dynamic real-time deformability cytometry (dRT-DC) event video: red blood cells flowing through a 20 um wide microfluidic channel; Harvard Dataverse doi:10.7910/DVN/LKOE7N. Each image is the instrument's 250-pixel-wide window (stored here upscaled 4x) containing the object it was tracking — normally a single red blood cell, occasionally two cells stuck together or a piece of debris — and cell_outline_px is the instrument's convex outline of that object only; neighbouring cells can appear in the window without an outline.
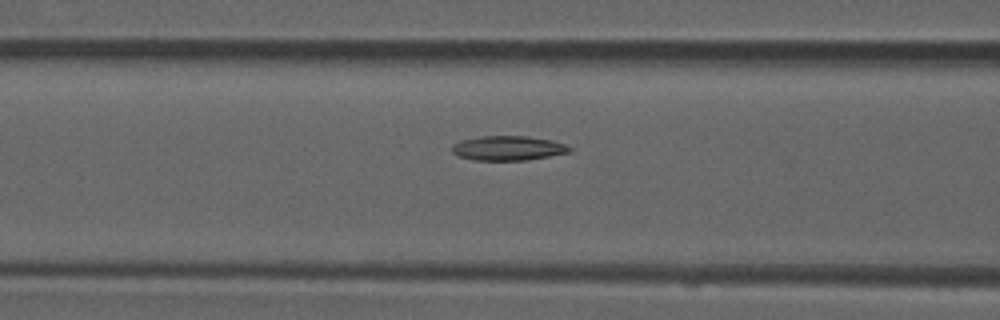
{"species": "common noctule bat (a hibernating species)", "species_latin": "Nyctalus noctula", "temperature_condition": "room temperature", "stored_images_in_passage": 23, "camera_frame_rate_fps": 3000, "um_per_image_px": 0.085, "animal": {"sex": "male", "forearm_length_mm": 52.5}, "frame": {"image": 1, "passage_image": 12, "time_ms": 3.667, "image_size_px": [1000, 320], "cell_outline_px": [[572, 152], [524, 160], [476, 160], [460, 156], [452, 152], [452, 144], [460, 140], [480, 136], [524, 136], [552, 140], [564, 144], [572, 148]], "centroid_in_image_um": [43.18, 12.58], "position_along_channel_um": 123.4, "area_um2": 16.7}}
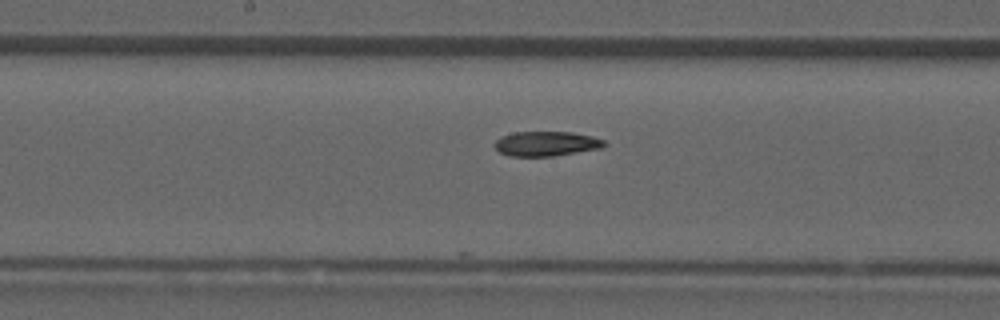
{"frame": {"image": 2, "passage_image": 18, "time_ms": 5.667, "image_size_px": [1000, 320], "cell_outline_px": [[608, 144], [604, 148], [552, 156], [508, 156], [500, 152], [496, 148], [496, 140], [500, 136], [512, 132], [572, 132], [592, 136], [604, 140]], "centroid_in_image_um": [46.47, 12.21], "position_along_channel_um": 201.7, "area_um2": 15.9}}
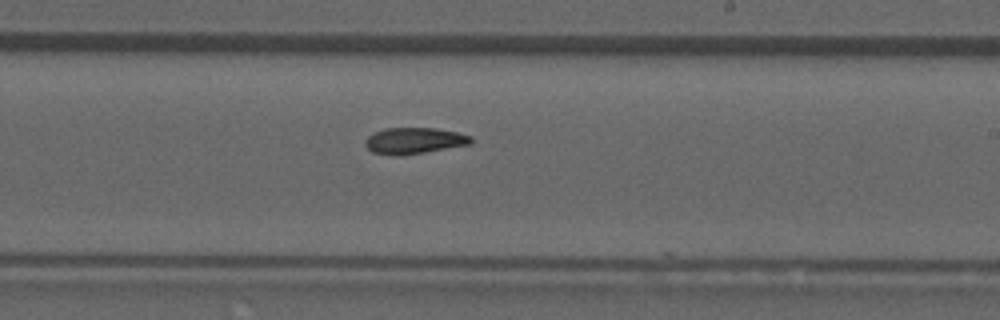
{"frame": {"image": 3, "passage_image": 22, "time_ms": 7.0, "image_size_px": [1000, 320], "cell_outline_px": [[472, 144], [400, 156], [392, 156], [372, 152], [364, 144], [364, 140], [372, 132], [384, 128], [436, 128], [456, 132], [472, 136]], "centroid_in_image_um": [35.17, 11.96], "position_along_channel_um": 253.8, "area_um2": 16.36}}